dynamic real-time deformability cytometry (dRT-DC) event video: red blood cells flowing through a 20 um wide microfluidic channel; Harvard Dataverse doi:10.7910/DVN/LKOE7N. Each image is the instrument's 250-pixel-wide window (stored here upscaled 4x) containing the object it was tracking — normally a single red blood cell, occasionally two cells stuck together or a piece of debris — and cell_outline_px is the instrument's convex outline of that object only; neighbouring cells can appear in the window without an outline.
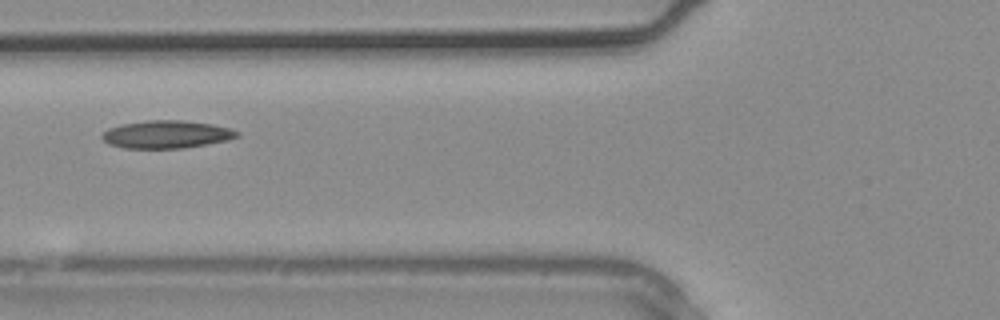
{"species": "common noctule bat (a hibernating species)", "species_latin": "Nyctalus noctula", "temperature_condition": "warm", "stored_images_in_passage": 4, "camera_frame_rate_fps": 3000, "um_per_image_px": 0.085, "animal": {"sex": "male", "body_mass_g": 20.4}, "frame": {"image": 1, "passage_image": 4, "time_ms": 1.0, "image_size_px": [1000, 320], "cell_outline_px": [[240, 136], [228, 140], [208, 144], [184, 148], [124, 148], [108, 144], [100, 136], [108, 128], [120, 124], [148, 120], [180, 120], [212, 124], [228, 128], [240, 132]], "centroid_in_image_um": [14.15, 11.42], "position_along_channel_um": 111.7, "area_um2": 21.91}}